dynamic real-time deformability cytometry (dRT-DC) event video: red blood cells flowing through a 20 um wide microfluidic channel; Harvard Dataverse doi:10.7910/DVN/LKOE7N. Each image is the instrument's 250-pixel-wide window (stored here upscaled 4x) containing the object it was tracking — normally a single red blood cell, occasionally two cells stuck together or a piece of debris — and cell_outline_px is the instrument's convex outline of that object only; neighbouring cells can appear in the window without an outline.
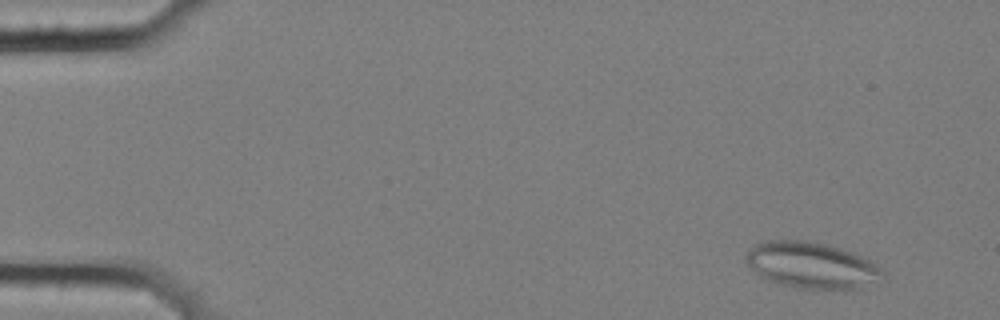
{"species": "common noctule bat (a hibernating species)", "species_latin": "Nyctalus noctula", "temperature_condition": "cold", "stored_images_in_passage": 7, "camera_frame_rate_fps": 3000, "um_per_image_px": 0.085, "animal": {"sex": "female", "body_mass_g": 25.1}, "frame": {"image": 1, "passage_image": 2, "time_ms": 0.333, "image_size_px": [1000, 320], "cell_outline_px": [[884, 272], [860, 288], [796, 288], [764, 280], [744, 260], [744, 256], [756, 244], [764, 240], [804, 240], [824, 244], [840, 248], [852, 252], [868, 260], [880, 268]], "centroid_in_image_um": [68.86, 22.52], "position_along_channel_um": 16.1, "area_um2": 36.01}}